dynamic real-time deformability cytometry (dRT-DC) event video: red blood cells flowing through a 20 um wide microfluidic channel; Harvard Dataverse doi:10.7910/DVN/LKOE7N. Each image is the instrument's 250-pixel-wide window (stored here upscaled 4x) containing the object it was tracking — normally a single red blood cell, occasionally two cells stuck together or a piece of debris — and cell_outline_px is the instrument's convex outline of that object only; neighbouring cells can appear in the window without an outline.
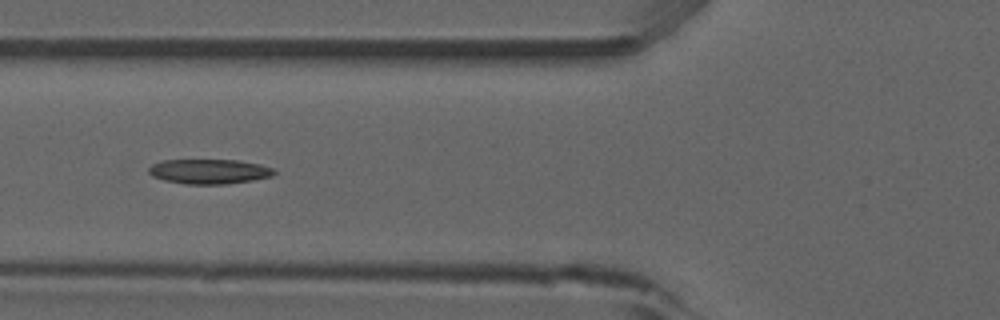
{"species": "common noctule bat (a hibernating species)", "species_latin": "Nyctalus noctula", "temperature_condition": "room temperature", "stored_images_in_passage": 38, "camera_frame_rate_fps": 3000, "um_per_image_px": 0.085, "animal": {"sex": "male", "forearm_length_mm": 52.5}, "frame": {"image": 1, "passage_image": 6, "time_ms": 1.667, "image_size_px": [1000, 320], "cell_outline_px": [[276, 172], [272, 176], [252, 180], [224, 184], [184, 184], [164, 180], [152, 176], [148, 172], [148, 168], [152, 164], [164, 160], [236, 160], [260, 164], [272, 168]], "centroid_in_image_um": [17.76, 14.57], "position_along_channel_um": 108.0, "area_um2": 18.03}, "authors_computed_cell_mechanics": {"area_um2": 18.0047, "velocity_mm_per_s": 3.9143, "shape_relaxation_time_tau1_ms": 8.3947, "shape_relaxation_time_tau2_ms": 5.216, "deformation_change_tau1": 0.1769, "deformation_change_tau2": 0.1249}}